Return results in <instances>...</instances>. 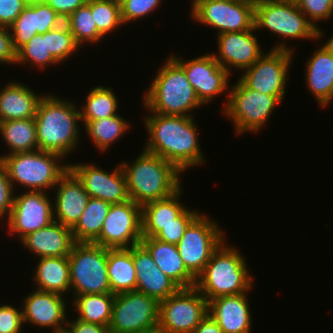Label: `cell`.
<instances>
[{"mask_svg":"<svg viewBox=\"0 0 333 333\" xmlns=\"http://www.w3.org/2000/svg\"><path fill=\"white\" fill-rule=\"evenodd\" d=\"M9 29L12 36V45L16 52L38 34L34 22V2L28 3L9 26Z\"/></svg>","mask_w":333,"mask_h":333,"instance_id":"ab89813d","label":"cell"},{"mask_svg":"<svg viewBox=\"0 0 333 333\" xmlns=\"http://www.w3.org/2000/svg\"><path fill=\"white\" fill-rule=\"evenodd\" d=\"M28 3L30 2H34V1H37V0H26Z\"/></svg>","mask_w":333,"mask_h":333,"instance_id":"9f6ffc18","label":"cell"},{"mask_svg":"<svg viewBox=\"0 0 333 333\" xmlns=\"http://www.w3.org/2000/svg\"><path fill=\"white\" fill-rule=\"evenodd\" d=\"M208 314V301L195 288H180L159 302L158 326L167 333H192Z\"/></svg>","mask_w":333,"mask_h":333,"instance_id":"7c38bea8","label":"cell"},{"mask_svg":"<svg viewBox=\"0 0 333 333\" xmlns=\"http://www.w3.org/2000/svg\"><path fill=\"white\" fill-rule=\"evenodd\" d=\"M73 102L52 93L40 100L34 117L39 150L66 158L77 149L81 116Z\"/></svg>","mask_w":333,"mask_h":333,"instance_id":"7a4b0ae2","label":"cell"},{"mask_svg":"<svg viewBox=\"0 0 333 333\" xmlns=\"http://www.w3.org/2000/svg\"><path fill=\"white\" fill-rule=\"evenodd\" d=\"M141 239V206L130 199L111 204L100 236L93 243L107 249H119L140 244Z\"/></svg>","mask_w":333,"mask_h":333,"instance_id":"9a60e30c","label":"cell"},{"mask_svg":"<svg viewBox=\"0 0 333 333\" xmlns=\"http://www.w3.org/2000/svg\"><path fill=\"white\" fill-rule=\"evenodd\" d=\"M162 0H125L121 5L123 24L130 23L154 13L160 7Z\"/></svg>","mask_w":333,"mask_h":333,"instance_id":"7bdbcfd3","label":"cell"},{"mask_svg":"<svg viewBox=\"0 0 333 333\" xmlns=\"http://www.w3.org/2000/svg\"><path fill=\"white\" fill-rule=\"evenodd\" d=\"M55 188L54 221L72 228L84 212L90 198L83 183L69 169L58 181ZM55 203V204H54Z\"/></svg>","mask_w":333,"mask_h":333,"instance_id":"7402d4cb","label":"cell"},{"mask_svg":"<svg viewBox=\"0 0 333 333\" xmlns=\"http://www.w3.org/2000/svg\"><path fill=\"white\" fill-rule=\"evenodd\" d=\"M159 302L138 291L115 294L110 333H140L158 326Z\"/></svg>","mask_w":333,"mask_h":333,"instance_id":"4fadbf2b","label":"cell"},{"mask_svg":"<svg viewBox=\"0 0 333 333\" xmlns=\"http://www.w3.org/2000/svg\"><path fill=\"white\" fill-rule=\"evenodd\" d=\"M191 1H212V0H191ZM218 1H237V0H218Z\"/></svg>","mask_w":333,"mask_h":333,"instance_id":"db71d44e","label":"cell"},{"mask_svg":"<svg viewBox=\"0 0 333 333\" xmlns=\"http://www.w3.org/2000/svg\"><path fill=\"white\" fill-rule=\"evenodd\" d=\"M247 294L219 296L208 302V314L223 333H251L252 316Z\"/></svg>","mask_w":333,"mask_h":333,"instance_id":"cb8c5ba5","label":"cell"},{"mask_svg":"<svg viewBox=\"0 0 333 333\" xmlns=\"http://www.w3.org/2000/svg\"><path fill=\"white\" fill-rule=\"evenodd\" d=\"M222 228L200 213L186 228L177 249L187 270L197 278L210 261L212 253L226 240Z\"/></svg>","mask_w":333,"mask_h":333,"instance_id":"30bf717a","label":"cell"},{"mask_svg":"<svg viewBox=\"0 0 333 333\" xmlns=\"http://www.w3.org/2000/svg\"><path fill=\"white\" fill-rule=\"evenodd\" d=\"M140 243L151 254L159 269L180 288L195 287L196 278L187 270L176 245L155 237H142Z\"/></svg>","mask_w":333,"mask_h":333,"instance_id":"484cf974","label":"cell"},{"mask_svg":"<svg viewBox=\"0 0 333 333\" xmlns=\"http://www.w3.org/2000/svg\"><path fill=\"white\" fill-rule=\"evenodd\" d=\"M36 269L33 268L32 280L35 289L68 295L70 291V265L68 256L41 257L37 259ZM37 285V286H36ZM37 287V288H36Z\"/></svg>","mask_w":333,"mask_h":333,"instance_id":"f1b7e54d","label":"cell"},{"mask_svg":"<svg viewBox=\"0 0 333 333\" xmlns=\"http://www.w3.org/2000/svg\"><path fill=\"white\" fill-rule=\"evenodd\" d=\"M254 27L256 31L268 29L274 36L276 34L283 39L271 49L293 51L286 45L287 42L284 43L285 39L319 40L324 35L308 20L295 1L255 0Z\"/></svg>","mask_w":333,"mask_h":333,"instance_id":"52a82bcc","label":"cell"},{"mask_svg":"<svg viewBox=\"0 0 333 333\" xmlns=\"http://www.w3.org/2000/svg\"><path fill=\"white\" fill-rule=\"evenodd\" d=\"M27 5L26 0H0V26L9 27Z\"/></svg>","mask_w":333,"mask_h":333,"instance_id":"7dc6e473","label":"cell"},{"mask_svg":"<svg viewBox=\"0 0 333 333\" xmlns=\"http://www.w3.org/2000/svg\"><path fill=\"white\" fill-rule=\"evenodd\" d=\"M0 63L16 64V51L12 45L9 27L0 26Z\"/></svg>","mask_w":333,"mask_h":333,"instance_id":"c3c4849f","label":"cell"},{"mask_svg":"<svg viewBox=\"0 0 333 333\" xmlns=\"http://www.w3.org/2000/svg\"><path fill=\"white\" fill-rule=\"evenodd\" d=\"M170 56L184 69L188 81L204 105L215 100L219 94L229 91L232 75L220 66L213 53L185 61L173 53Z\"/></svg>","mask_w":333,"mask_h":333,"instance_id":"e0dca14e","label":"cell"},{"mask_svg":"<svg viewBox=\"0 0 333 333\" xmlns=\"http://www.w3.org/2000/svg\"><path fill=\"white\" fill-rule=\"evenodd\" d=\"M14 191L15 189L8 178L5 165L0 160V220L3 217L8 219L10 215L14 202Z\"/></svg>","mask_w":333,"mask_h":333,"instance_id":"bcb514c9","label":"cell"},{"mask_svg":"<svg viewBox=\"0 0 333 333\" xmlns=\"http://www.w3.org/2000/svg\"><path fill=\"white\" fill-rule=\"evenodd\" d=\"M107 275L112 294L136 291L132 247L107 249Z\"/></svg>","mask_w":333,"mask_h":333,"instance_id":"f546056e","label":"cell"},{"mask_svg":"<svg viewBox=\"0 0 333 333\" xmlns=\"http://www.w3.org/2000/svg\"><path fill=\"white\" fill-rule=\"evenodd\" d=\"M23 324L22 308L0 305V333H24Z\"/></svg>","mask_w":333,"mask_h":333,"instance_id":"f6af8a7d","label":"cell"},{"mask_svg":"<svg viewBox=\"0 0 333 333\" xmlns=\"http://www.w3.org/2000/svg\"><path fill=\"white\" fill-rule=\"evenodd\" d=\"M46 45L49 53L59 64L65 62L80 48L65 22L46 32Z\"/></svg>","mask_w":333,"mask_h":333,"instance_id":"f35d334b","label":"cell"},{"mask_svg":"<svg viewBox=\"0 0 333 333\" xmlns=\"http://www.w3.org/2000/svg\"><path fill=\"white\" fill-rule=\"evenodd\" d=\"M295 2L308 20L323 34V30H320V26L316 23L333 17V0H296Z\"/></svg>","mask_w":333,"mask_h":333,"instance_id":"b9f144b4","label":"cell"},{"mask_svg":"<svg viewBox=\"0 0 333 333\" xmlns=\"http://www.w3.org/2000/svg\"><path fill=\"white\" fill-rule=\"evenodd\" d=\"M129 121L117 114L98 120L82 121L84 130L99 152H107L130 129Z\"/></svg>","mask_w":333,"mask_h":333,"instance_id":"836d02e7","label":"cell"},{"mask_svg":"<svg viewBox=\"0 0 333 333\" xmlns=\"http://www.w3.org/2000/svg\"><path fill=\"white\" fill-rule=\"evenodd\" d=\"M199 211L188 207L176 218V222L164 227L155 238L169 244L177 245L183 237L186 228L199 215Z\"/></svg>","mask_w":333,"mask_h":333,"instance_id":"60d3db41","label":"cell"},{"mask_svg":"<svg viewBox=\"0 0 333 333\" xmlns=\"http://www.w3.org/2000/svg\"><path fill=\"white\" fill-rule=\"evenodd\" d=\"M264 54L251 67L245 69L239 78L252 90L274 97H284L294 52L270 49L269 53Z\"/></svg>","mask_w":333,"mask_h":333,"instance_id":"5bb4252c","label":"cell"},{"mask_svg":"<svg viewBox=\"0 0 333 333\" xmlns=\"http://www.w3.org/2000/svg\"><path fill=\"white\" fill-rule=\"evenodd\" d=\"M305 83L320 107L332 101L333 90V36L314 51L305 63Z\"/></svg>","mask_w":333,"mask_h":333,"instance_id":"603a6c76","label":"cell"},{"mask_svg":"<svg viewBox=\"0 0 333 333\" xmlns=\"http://www.w3.org/2000/svg\"><path fill=\"white\" fill-rule=\"evenodd\" d=\"M255 31L254 27L247 31L225 32L216 36L218 51L213 56L230 74L234 68L244 71L251 67L264 54Z\"/></svg>","mask_w":333,"mask_h":333,"instance_id":"d6986e66","label":"cell"},{"mask_svg":"<svg viewBox=\"0 0 333 333\" xmlns=\"http://www.w3.org/2000/svg\"><path fill=\"white\" fill-rule=\"evenodd\" d=\"M47 195L45 191H25L24 194L14 195L6 222L9 228L7 232L18 236L21 241L28 234L54 222L53 202Z\"/></svg>","mask_w":333,"mask_h":333,"instance_id":"2e32d148","label":"cell"},{"mask_svg":"<svg viewBox=\"0 0 333 333\" xmlns=\"http://www.w3.org/2000/svg\"><path fill=\"white\" fill-rule=\"evenodd\" d=\"M190 2V18L216 29L217 35L254 28L255 0Z\"/></svg>","mask_w":333,"mask_h":333,"instance_id":"8fae6325","label":"cell"},{"mask_svg":"<svg viewBox=\"0 0 333 333\" xmlns=\"http://www.w3.org/2000/svg\"><path fill=\"white\" fill-rule=\"evenodd\" d=\"M64 22L68 25L80 48L84 47L82 45L85 43L95 44L103 41L104 37L98 32L91 8L87 3L77 8Z\"/></svg>","mask_w":333,"mask_h":333,"instance_id":"d590c367","label":"cell"},{"mask_svg":"<svg viewBox=\"0 0 333 333\" xmlns=\"http://www.w3.org/2000/svg\"><path fill=\"white\" fill-rule=\"evenodd\" d=\"M94 23L98 32L105 37L109 33L123 26L121 5L113 0H88ZM120 26V27H119Z\"/></svg>","mask_w":333,"mask_h":333,"instance_id":"8d00e7d4","label":"cell"},{"mask_svg":"<svg viewBox=\"0 0 333 333\" xmlns=\"http://www.w3.org/2000/svg\"><path fill=\"white\" fill-rule=\"evenodd\" d=\"M146 94L143 105L148 112L174 116H193V109L204 105L188 81L184 69L169 55L158 68Z\"/></svg>","mask_w":333,"mask_h":333,"instance_id":"277c9868","label":"cell"},{"mask_svg":"<svg viewBox=\"0 0 333 333\" xmlns=\"http://www.w3.org/2000/svg\"><path fill=\"white\" fill-rule=\"evenodd\" d=\"M140 333H167L166 331H164L162 328H160L159 326L152 328L150 330H146V331H142Z\"/></svg>","mask_w":333,"mask_h":333,"instance_id":"f5cc1de1","label":"cell"},{"mask_svg":"<svg viewBox=\"0 0 333 333\" xmlns=\"http://www.w3.org/2000/svg\"><path fill=\"white\" fill-rule=\"evenodd\" d=\"M143 118L148 132L144 150L171 162L182 173L205 163V156L198 142V127L193 116L149 112Z\"/></svg>","mask_w":333,"mask_h":333,"instance_id":"6da1fadb","label":"cell"},{"mask_svg":"<svg viewBox=\"0 0 333 333\" xmlns=\"http://www.w3.org/2000/svg\"><path fill=\"white\" fill-rule=\"evenodd\" d=\"M70 293H111L107 275V248L94 243H75L68 255ZM74 293V294H73Z\"/></svg>","mask_w":333,"mask_h":333,"instance_id":"9c48e42d","label":"cell"},{"mask_svg":"<svg viewBox=\"0 0 333 333\" xmlns=\"http://www.w3.org/2000/svg\"><path fill=\"white\" fill-rule=\"evenodd\" d=\"M115 294H82L72 298L77 319L109 327Z\"/></svg>","mask_w":333,"mask_h":333,"instance_id":"d6a6232c","label":"cell"},{"mask_svg":"<svg viewBox=\"0 0 333 333\" xmlns=\"http://www.w3.org/2000/svg\"><path fill=\"white\" fill-rule=\"evenodd\" d=\"M224 240L212 253L203 272L196 278L195 288L210 300L219 296L238 295L250 292L253 287L246 258Z\"/></svg>","mask_w":333,"mask_h":333,"instance_id":"5b68a950","label":"cell"},{"mask_svg":"<svg viewBox=\"0 0 333 333\" xmlns=\"http://www.w3.org/2000/svg\"><path fill=\"white\" fill-rule=\"evenodd\" d=\"M34 22L38 34L59 27L64 19L43 0L34 1Z\"/></svg>","mask_w":333,"mask_h":333,"instance_id":"ee69618b","label":"cell"},{"mask_svg":"<svg viewBox=\"0 0 333 333\" xmlns=\"http://www.w3.org/2000/svg\"><path fill=\"white\" fill-rule=\"evenodd\" d=\"M126 176L129 198L141 207L168 198L182 187V172L171 162L142 149L133 163H120Z\"/></svg>","mask_w":333,"mask_h":333,"instance_id":"3957f363","label":"cell"},{"mask_svg":"<svg viewBox=\"0 0 333 333\" xmlns=\"http://www.w3.org/2000/svg\"><path fill=\"white\" fill-rule=\"evenodd\" d=\"M20 242L37 258L68 256L76 243L71 228L57 221L28 234Z\"/></svg>","mask_w":333,"mask_h":333,"instance_id":"d4e9b609","label":"cell"},{"mask_svg":"<svg viewBox=\"0 0 333 333\" xmlns=\"http://www.w3.org/2000/svg\"><path fill=\"white\" fill-rule=\"evenodd\" d=\"M132 255L136 274V291L161 302L180 289L159 269L151 254L141 243L132 246Z\"/></svg>","mask_w":333,"mask_h":333,"instance_id":"44dd1931","label":"cell"},{"mask_svg":"<svg viewBox=\"0 0 333 333\" xmlns=\"http://www.w3.org/2000/svg\"><path fill=\"white\" fill-rule=\"evenodd\" d=\"M183 187L168 198L152 201L141 207L142 237H155L165 226L176 222V218L187 208L180 202Z\"/></svg>","mask_w":333,"mask_h":333,"instance_id":"83f0119b","label":"cell"},{"mask_svg":"<svg viewBox=\"0 0 333 333\" xmlns=\"http://www.w3.org/2000/svg\"><path fill=\"white\" fill-rule=\"evenodd\" d=\"M51 6L64 20L88 0H43Z\"/></svg>","mask_w":333,"mask_h":333,"instance_id":"f907efd6","label":"cell"},{"mask_svg":"<svg viewBox=\"0 0 333 333\" xmlns=\"http://www.w3.org/2000/svg\"><path fill=\"white\" fill-rule=\"evenodd\" d=\"M0 134L8 148L6 156L18 152L38 150L36 123L34 118L0 122Z\"/></svg>","mask_w":333,"mask_h":333,"instance_id":"4dcf8cb0","label":"cell"},{"mask_svg":"<svg viewBox=\"0 0 333 333\" xmlns=\"http://www.w3.org/2000/svg\"><path fill=\"white\" fill-rule=\"evenodd\" d=\"M114 2H116V3H119V4H121L123 1H125V0H113Z\"/></svg>","mask_w":333,"mask_h":333,"instance_id":"11a10c76","label":"cell"},{"mask_svg":"<svg viewBox=\"0 0 333 333\" xmlns=\"http://www.w3.org/2000/svg\"><path fill=\"white\" fill-rule=\"evenodd\" d=\"M0 90V122L34 118L44 95H37L28 85L9 81Z\"/></svg>","mask_w":333,"mask_h":333,"instance_id":"4316f807","label":"cell"},{"mask_svg":"<svg viewBox=\"0 0 333 333\" xmlns=\"http://www.w3.org/2000/svg\"><path fill=\"white\" fill-rule=\"evenodd\" d=\"M221 112L234 125L236 134L256 133L264 127L283 97H274L248 88L239 78L230 85Z\"/></svg>","mask_w":333,"mask_h":333,"instance_id":"ba28073f","label":"cell"},{"mask_svg":"<svg viewBox=\"0 0 333 333\" xmlns=\"http://www.w3.org/2000/svg\"><path fill=\"white\" fill-rule=\"evenodd\" d=\"M192 333H223L216 321L209 315L197 325Z\"/></svg>","mask_w":333,"mask_h":333,"instance_id":"816d5d0a","label":"cell"},{"mask_svg":"<svg viewBox=\"0 0 333 333\" xmlns=\"http://www.w3.org/2000/svg\"><path fill=\"white\" fill-rule=\"evenodd\" d=\"M64 333H110L109 327L83 322L77 318L67 320Z\"/></svg>","mask_w":333,"mask_h":333,"instance_id":"681fc988","label":"cell"},{"mask_svg":"<svg viewBox=\"0 0 333 333\" xmlns=\"http://www.w3.org/2000/svg\"><path fill=\"white\" fill-rule=\"evenodd\" d=\"M69 169L83 183L91 198L101 199L110 204L130 200L126 176L120 163L110 173L94 163H69Z\"/></svg>","mask_w":333,"mask_h":333,"instance_id":"ac0fdd59","label":"cell"},{"mask_svg":"<svg viewBox=\"0 0 333 333\" xmlns=\"http://www.w3.org/2000/svg\"><path fill=\"white\" fill-rule=\"evenodd\" d=\"M86 97L81 109L79 107L81 121L98 120L118 114V97L110 86H95Z\"/></svg>","mask_w":333,"mask_h":333,"instance_id":"e575fe53","label":"cell"},{"mask_svg":"<svg viewBox=\"0 0 333 333\" xmlns=\"http://www.w3.org/2000/svg\"><path fill=\"white\" fill-rule=\"evenodd\" d=\"M63 295L35 289L23 299V323L37 325L52 330V333H64L67 324V305Z\"/></svg>","mask_w":333,"mask_h":333,"instance_id":"ffe728a7","label":"cell"},{"mask_svg":"<svg viewBox=\"0 0 333 333\" xmlns=\"http://www.w3.org/2000/svg\"><path fill=\"white\" fill-rule=\"evenodd\" d=\"M33 64L37 69L59 65L47 50L46 32L33 36L23 47L16 52V65Z\"/></svg>","mask_w":333,"mask_h":333,"instance_id":"74e56055","label":"cell"},{"mask_svg":"<svg viewBox=\"0 0 333 333\" xmlns=\"http://www.w3.org/2000/svg\"><path fill=\"white\" fill-rule=\"evenodd\" d=\"M110 207L104 200L89 198L84 212L71 228L76 243H93L100 236Z\"/></svg>","mask_w":333,"mask_h":333,"instance_id":"1f68e13d","label":"cell"},{"mask_svg":"<svg viewBox=\"0 0 333 333\" xmlns=\"http://www.w3.org/2000/svg\"><path fill=\"white\" fill-rule=\"evenodd\" d=\"M62 159L59 154L39 149L0 156L13 188L18 184L27 191L45 192L53 189L69 170V164L62 163Z\"/></svg>","mask_w":333,"mask_h":333,"instance_id":"8992f818","label":"cell"}]
</instances>
